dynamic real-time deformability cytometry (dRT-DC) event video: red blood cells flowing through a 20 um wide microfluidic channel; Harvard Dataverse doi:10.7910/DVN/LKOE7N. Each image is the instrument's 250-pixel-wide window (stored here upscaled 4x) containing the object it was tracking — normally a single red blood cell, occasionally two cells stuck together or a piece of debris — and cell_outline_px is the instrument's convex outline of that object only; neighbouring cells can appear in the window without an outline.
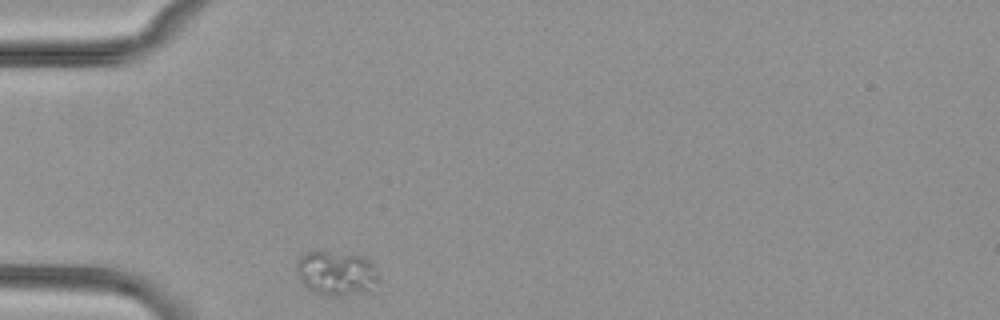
{"species": "common noctule bat (a hibernating species)", "species_latin": "Nyctalus noctula", "temperature_condition": "cold", "stored_images_in_passage": 1, "camera_frame_rate_fps": 3000, "um_per_image_px": 0.085, "animal": {"sex": "female", "body_mass_g": 29.2, "forearm_length_mm": 56.3}, "frame": {"image": 1, "passage_image": 1, "time_ms": 0.0, "image_size_px": [1000, 320], "cell_outline_px": [[380, 292], [340, 296], [328, 296], [316, 292], [308, 288], [296, 276], [296, 260], [304, 252], [324, 252], [364, 256], [376, 268], [380, 280]], "centroid_in_image_um": [28.68, 23.28], "position_along_channel_um": 56.3, "area_um2": 22.08}}